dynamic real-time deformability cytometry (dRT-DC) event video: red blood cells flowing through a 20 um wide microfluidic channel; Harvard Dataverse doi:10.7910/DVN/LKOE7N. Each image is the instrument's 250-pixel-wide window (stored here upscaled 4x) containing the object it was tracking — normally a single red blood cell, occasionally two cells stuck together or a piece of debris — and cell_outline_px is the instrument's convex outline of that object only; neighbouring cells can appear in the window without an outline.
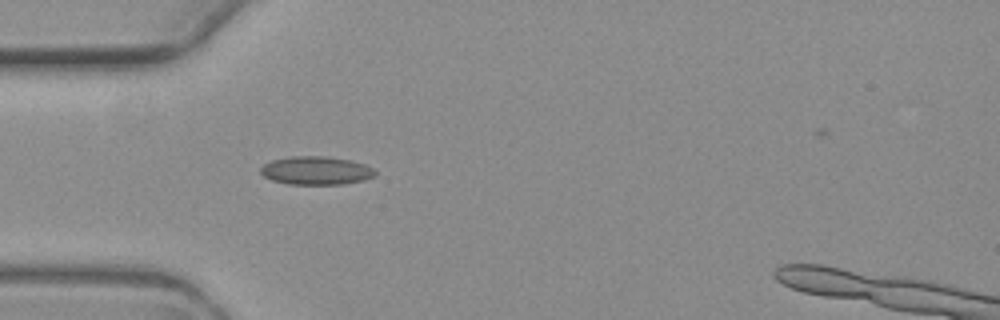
{"species": "common noctule bat (a hibernating species)", "species_latin": "Nyctalus noctula", "temperature_condition": "warm", "stored_images_in_passage": 4, "camera_frame_rate_fps": 3000, "um_per_image_px": 0.085, "animal": {"sex": "female", "body_mass_g": 19.3, "forearm_length_mm": 54.1}, "frame": {"image": 1, "passage_image": 3, "time_ms": 3.333, "image_size_px": [1000, 320], "cell_outline_px": [[376, 176], [364, 180], [344, 184], [288, 184], [272, 180], [264, 176], [260, 172], [260, 168], [264, 164], [272, 160], [292, 156], [324, 156], [348, 160], [364, 164], [372, 168], [376, 172]], "centroid_in_image_um": [26.86, 14.5], "position_along_channel_um": 58.1, "area_um2": 18.84}}